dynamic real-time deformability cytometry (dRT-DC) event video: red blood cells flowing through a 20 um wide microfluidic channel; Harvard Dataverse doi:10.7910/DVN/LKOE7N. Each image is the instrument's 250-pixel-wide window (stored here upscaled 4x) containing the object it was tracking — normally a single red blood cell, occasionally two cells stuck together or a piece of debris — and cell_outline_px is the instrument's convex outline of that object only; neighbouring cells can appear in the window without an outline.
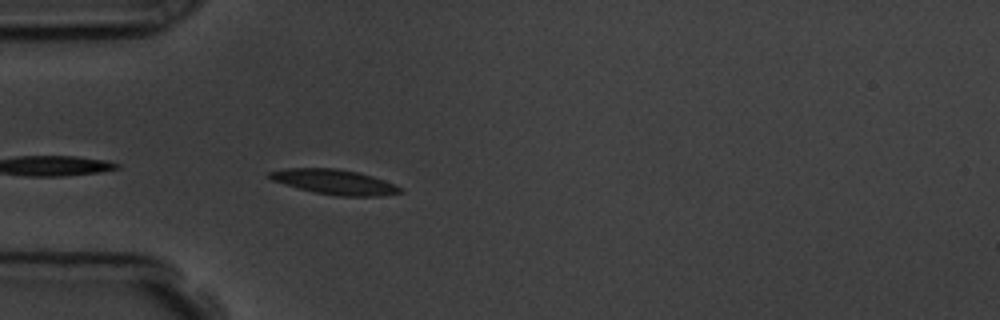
{"species": "common noctule bat (a hibernating species)", "species_latin": "Nyctalus noctula", "temperature_condition": "room temperature", "stored_images_in_passage": 6, "camera_frame_rate_fps": 3000, "um_per_image_px": 0.085, "animal": {"sex": "male", "body_mass_g": 19.5, "forearm_length_mm": 54.6}, "frame": {"image": 1, "passage_image": 1, "time_ms": 0.0, "image_size_px": [1000, 320], "cell_outline_px": [[404, 192], [380, 196], [340, 196], [316, 192], [284, 184], [272, 180], [268, 176], [268, 172], [284, 168], [336, 168], [356, 172], [372, 176], [384, 180], [404, 188]], "centroid_in_image_um": [28.46, 15.46], "position_along_channel_um": 56.5, "area_um2": 18.84}}
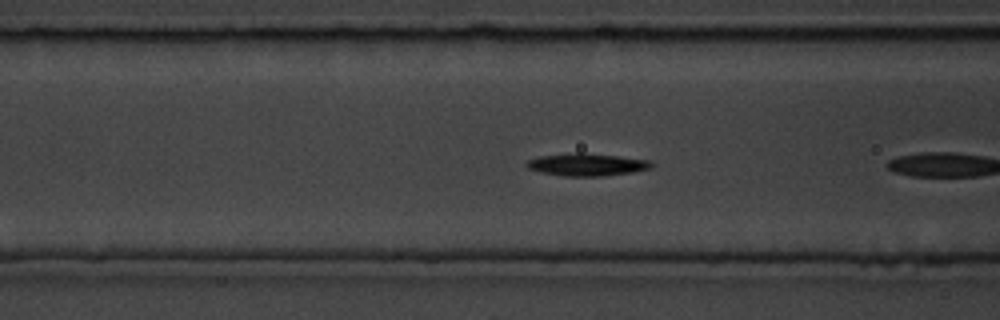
{"frame": {"image": 2, "passage_image": 4, "time_ms": 1.0, "image_size_px": [1000, 320], "cell_outline_px": [[652, 168], [632, 172], [600, 176], [560, 176], [540, 172], [528, 168], [524, 164], [528, 160], [540, 156], [576, 152], [580, 152], [652, 160]], "centroid_in_image_um": [49.86, 13.99], "position_along_channel_um": 116.7, "area_um2": 16.36}}